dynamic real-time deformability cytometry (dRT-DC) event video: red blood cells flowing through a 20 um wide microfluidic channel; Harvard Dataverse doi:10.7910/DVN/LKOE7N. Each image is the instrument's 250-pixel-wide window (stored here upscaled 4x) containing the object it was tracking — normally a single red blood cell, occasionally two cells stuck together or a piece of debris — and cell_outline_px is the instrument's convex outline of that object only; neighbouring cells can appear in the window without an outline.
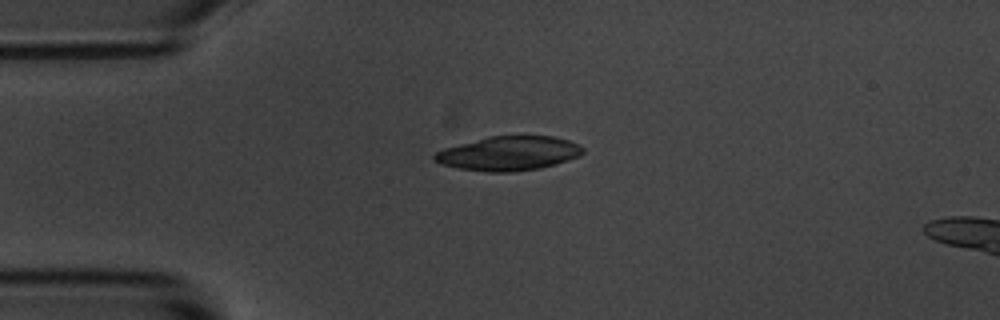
{"species": "common noctule bat (a hibernating species)", "species_latin": "Nyctalus noctula", "temperature_condition": "room temperature", "stored_images_in_passage": 9, "camera_frame_rate_fps": 3000, "um_per_image_px": 0.085, "animal": {"sex": "male", "body_mass_g": 20.1, "forearm_length_mm": 53.5}, "frame": {"image": 1, "passage_image": 4, "time_ms": 3.667, "image_size_px": [1000, 320], "cell_outline_px": [[584, 152], [580, 156], [556, 164], [540, 168], [508, 172], [488, 172], [460, 168], [440, 164], [432, 160], [432, 156], [436, 152], [444, 148], [488, 136], [552, 136], [568, 140], [580, 144], [584, 148]], "centroid_in_image_um": [43.25, 13.04], "position_along_channel_um": 41.8, "area_um2": 29.65}}